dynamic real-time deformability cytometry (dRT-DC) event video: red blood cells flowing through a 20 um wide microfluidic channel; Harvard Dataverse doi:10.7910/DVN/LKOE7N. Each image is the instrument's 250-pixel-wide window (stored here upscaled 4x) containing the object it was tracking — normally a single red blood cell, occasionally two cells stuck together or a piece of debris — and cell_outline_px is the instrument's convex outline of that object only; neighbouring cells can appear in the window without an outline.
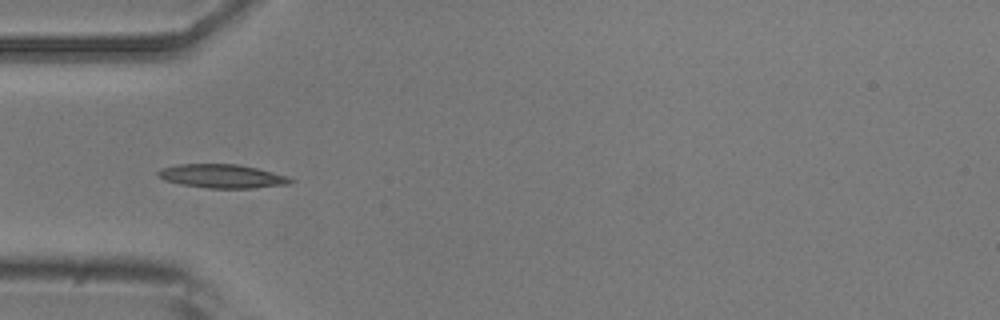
{"species": "common noctule bat (a hibernating species)", "species_latin": "Nyctalus noctula", "temperature_condition": "room temperature", "stored_images_in_passage": 8, "camera_frame_rate_fps": 3000, "um_per_image_px": 0.085, "animal": {"sex": "male", "body_mass_g": 20.5, "forearm_length_mm": 52.5}, "frame": {"image": 1, "passage_image": 5, "time_ms": 4.667, "image_size_px": [1000, 320], "cell_outline_px": [[296, 180], [288, 184], [252, 188], [208, 188], [180, 184], [164, 180], [156, 176], [156, 172], [164, 168], [176, 164], [240, 164], [288, 176]], "centroid_in_image_um": [18.87, 14.97], "position_along_channel_um": 66.1, "area_um2": 18.32}}
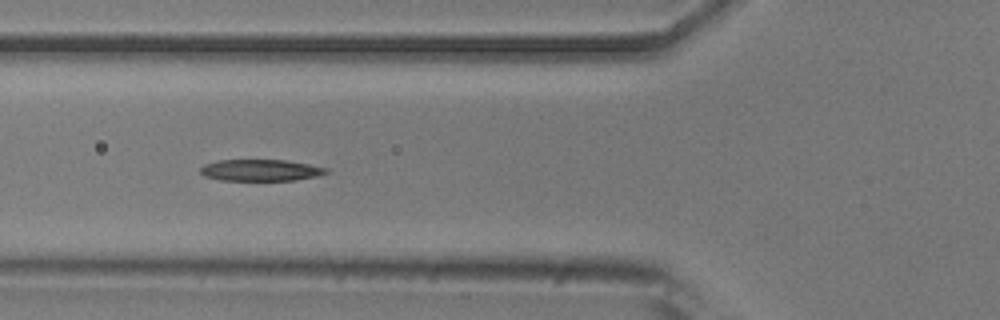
{"frame": {"image": 2, "passage_image": 6, "time_ms": 5.667, "image_size_px": [1000, 320], "cell_outline_px": [[328, 172], [316, 176], [296, 180], [220, 180], [204, 176], [200, 172], [200, 168], [204, 164], [220, 160], [284, 160], [308, 164], [328, 168]], "centroid_in_image_um": [22.13, 14.47], "position_along_channel_um": 103.7, "area_um2": 15.66}}
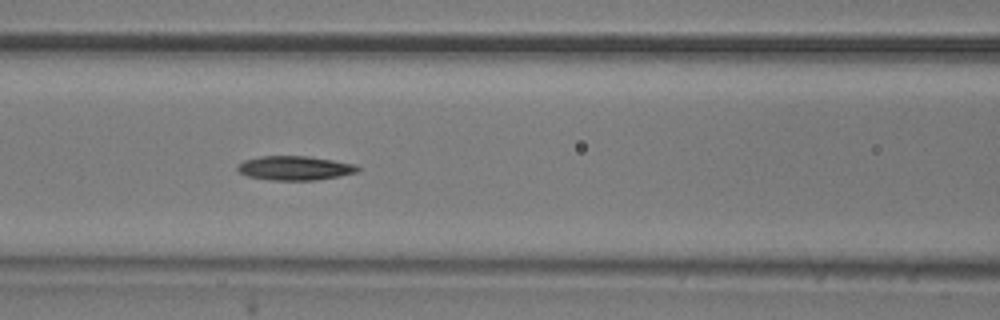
{"frame": {"image": 3, "passage_image": 7, "time_ms": 6.667, "image_size_px": [1000, 320], "cell_outline_px": [[360, 168], [356, 172], [340, 176], [316, 180], [272, 180], [248, 176], [240, 172], [236, 168], [236, 164], [244, 160], [260, 156], [308, 156], [356, 164]], "centroid_in_image_um": [25.04, 14.28], "position_along_channel_um": 141.6, "area_um2": 16.94}}